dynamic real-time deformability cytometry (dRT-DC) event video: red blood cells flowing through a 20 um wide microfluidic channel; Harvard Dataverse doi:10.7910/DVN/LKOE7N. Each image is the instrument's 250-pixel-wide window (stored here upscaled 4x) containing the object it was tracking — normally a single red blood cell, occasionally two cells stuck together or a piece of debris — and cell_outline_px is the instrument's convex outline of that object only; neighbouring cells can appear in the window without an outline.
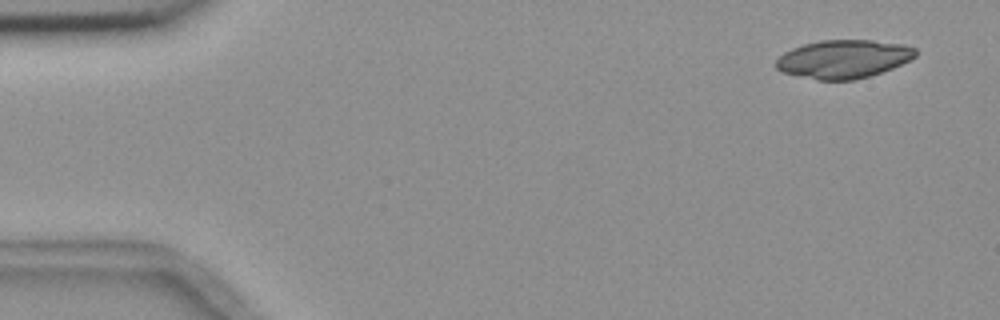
{"species": "common noctule bat (a hibernating species)", "species_latin": "Nyctalus noctula", "temperature_condition": "room temperature", "stored_images_in_passage": 4, "camera_frame_rate_fps": 3000, "um_per_image_px": 0.085, "animal": {"sex": "female", "body_mass_g": 18.4}, "frame": {"image": 1, "passage_image": 1, "time_ms": 0.0, "image_size_px": [1000, 320], "cell_outline_px": [[916, 56], [892, 68], [856, 80], [816, 80], [780, 72], [776, 68], [776, 60], [784, 52], [792, 48], [804, 44], [820, 40], [872, 40], [904, 44], [916, 48]], "centroid_in_image_um": [71.67, 5.02], "position_along_channel_um": 13.3, "area_um2": 31.21}}